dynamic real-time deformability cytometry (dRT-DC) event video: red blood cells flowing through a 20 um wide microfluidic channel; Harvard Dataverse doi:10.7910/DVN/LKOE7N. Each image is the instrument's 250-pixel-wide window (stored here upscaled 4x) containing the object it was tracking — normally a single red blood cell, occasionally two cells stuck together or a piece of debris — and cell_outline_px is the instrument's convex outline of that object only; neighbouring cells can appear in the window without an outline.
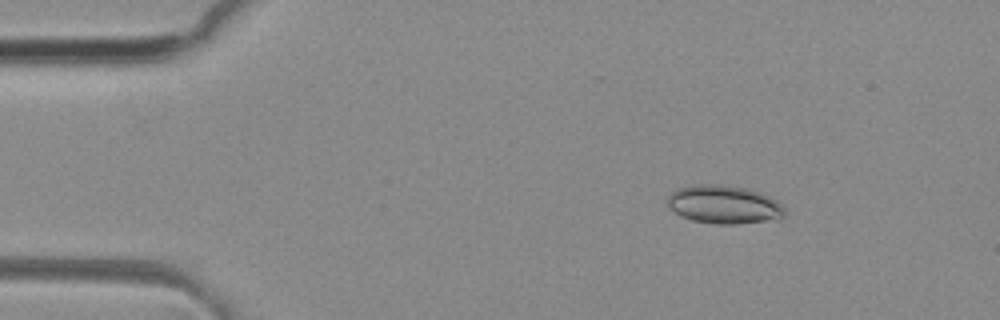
{"species": "common noctule bat (a hibernating species)", "species_latin": "Nyctalus noctula", "temperature_condition": "room temperature", "stored_images_in_passage": 53, "camera_frame_rate_fps": 3000, "um_per_image_px": 0.085, "animal": {"sex": "female", "body_mass_g": 29.2, "forearm_length_mm": 56.3}, "frame": {"image": 1, "passage_image": 8, "time_ms": 2.333, "image_size_px": [1000, 320], "cell_outline_px": [[784, 216], [780, 220], [736, 224], [712, 224], [692, 220], [680, 216], [668, 204], [668, 196], [676, 188], [692, 184], [720, 184], [748, 188], [760, 192], [776, 200], [784, 208]], "centroid_in_image_um": [61.56, 17.39], "position_along_channel_um": 23.4, "area_um2": 26.53}}
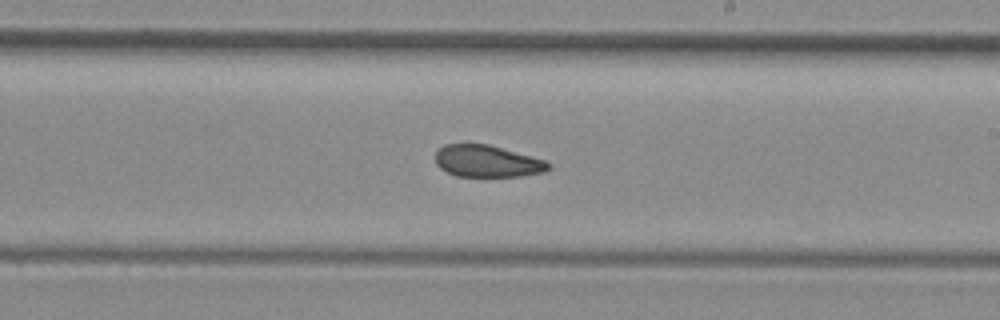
{"frame": {"image": 2, "passage_image": 31, "time_ms": 10.0, "image_size_px": [1000, 320], "cell_outline_px": [[552, 168], [544, 172], [520, 176], [456, 176], [440, 168], [436, 164], [436, 152], [444, 144], [488, 144], [544, 160], [552, 164]], "centroid_in_image_um": [41.42, 13.71], "position_along_channel_um": 247.6, "area_um2": 20.87}}
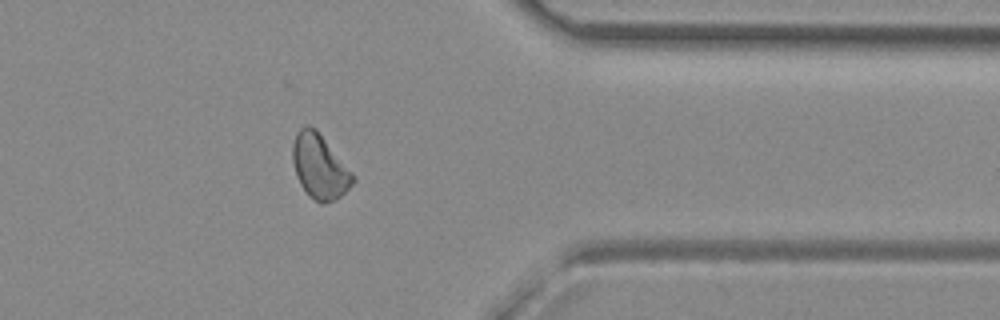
{"frame": {"image": 3, "passage_image": 42, "time_ms": 13.667, "image_size_px": [1000, 320], "cell_outline_px": [[356, 180], [336, 200], [324, 204], [320, 204], [308, 196], [300, 184], [296, 176], [292, 160], [292, 144], [296, 132], [300, 128], [308, 124], [316, 128], [356, 176]], "centroid_in_image_um": [27.16, 14.16], "position_along_channel_um": 384.2, "area_um2": 23.0}, "authors_computed_cell_mechanics": {"area_um2": 23.0044, "velocity_mm_per_s": 4.1339, "shape_relaxation_time_tau1_ms": null, "shape_relaxation_time_tau2_ms": 3.2553, "deformation_change_tau1": null, "deformation_change_tau2": 0.0693}}